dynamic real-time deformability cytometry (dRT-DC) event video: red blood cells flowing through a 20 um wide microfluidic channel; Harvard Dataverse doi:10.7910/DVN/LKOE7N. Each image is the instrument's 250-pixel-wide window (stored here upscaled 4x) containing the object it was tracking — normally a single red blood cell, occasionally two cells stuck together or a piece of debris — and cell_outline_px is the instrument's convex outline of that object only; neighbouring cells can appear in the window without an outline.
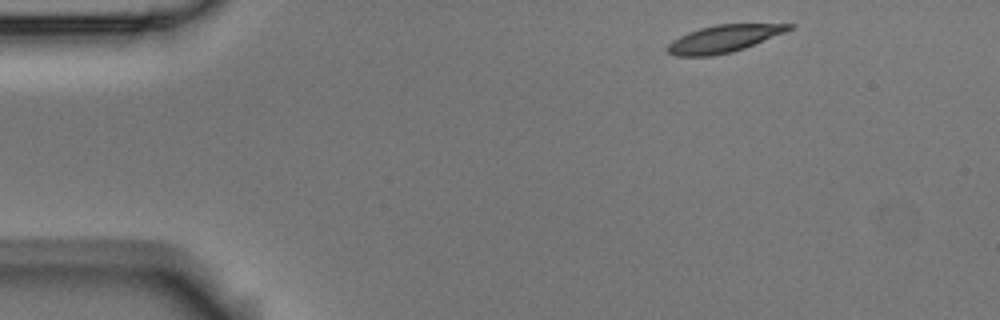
{"species": "Egyptian fruit bat (a non-hibernating species)", "species_latin": "Rousettus aegyptiacus", "temperature_condition": "room temperature", "stored_images_in_passage": 5, "camera_frame_rate_fps": 3000, "um_per_image_px": 0.085, "animal": {"sex": "male"}, "frame": {"image": 1, "passage_image": 1, "time_ms": 0.0, "image_size_px": [1000, 320], "cell_outline_px": [[796, 24], [792, 28], [784, 32], [744, 48], [732, 52], [712, 56], [676, 56], [668, 52], [664, 48], [672, 40], [688, 32], [700, 28], [716, 24]], "centroid_in_image_um": [61.46, 3.29], "position_along_channel_um": 23.5, "area_um2": 19.13}}
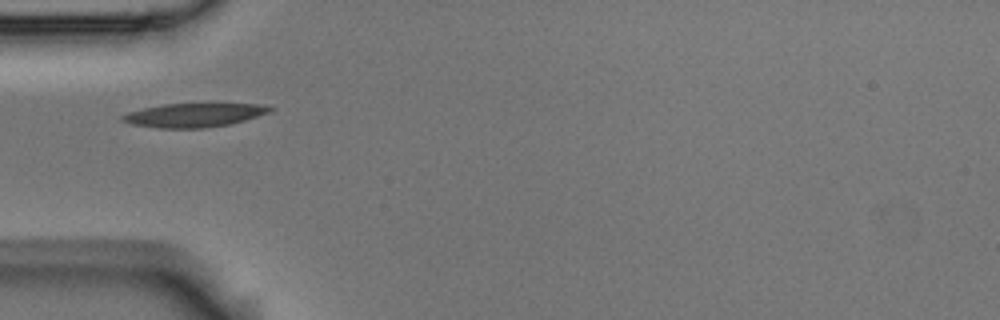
{"frame": {"image": 2, "passage_image": 4, "time_ms": 1.0, "image_size_px": [1000, 320], "cell_outline_px": [[276, 108], [268, 112], [244, 120], [228, 124], [204, 128], [160, 128], [132, 124], [120, 120], [120, 116], [128, 112], [144, 108], [164, 104], [256, 104]], "centroid_in_image_um": [16.43, 9.79], "position_along_channel_um": 68.6, "area_um2": 20.11}}
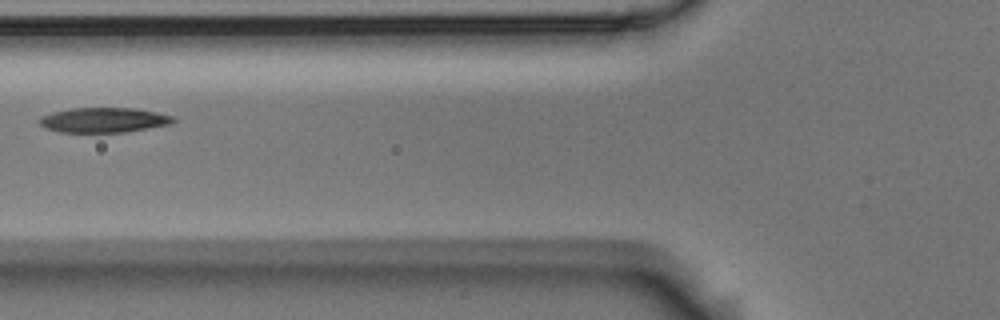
{"frame": {"image": 3, "passage_image": 5, "time_ms": 1.333, "image_size_px": [1000, 320], "cell_outline_px": [[176, 120], [172, 124], [124, 132], [60, 132], [44, 128], [40, 124], [40, 116], [52, 112], [68, 108], [136, 108], [156, 112], [172, 116]], "centroid_in_image_um": [8.8, 10.2], "position_along_channel_um": 117.0, "area_um2": 19.48}}